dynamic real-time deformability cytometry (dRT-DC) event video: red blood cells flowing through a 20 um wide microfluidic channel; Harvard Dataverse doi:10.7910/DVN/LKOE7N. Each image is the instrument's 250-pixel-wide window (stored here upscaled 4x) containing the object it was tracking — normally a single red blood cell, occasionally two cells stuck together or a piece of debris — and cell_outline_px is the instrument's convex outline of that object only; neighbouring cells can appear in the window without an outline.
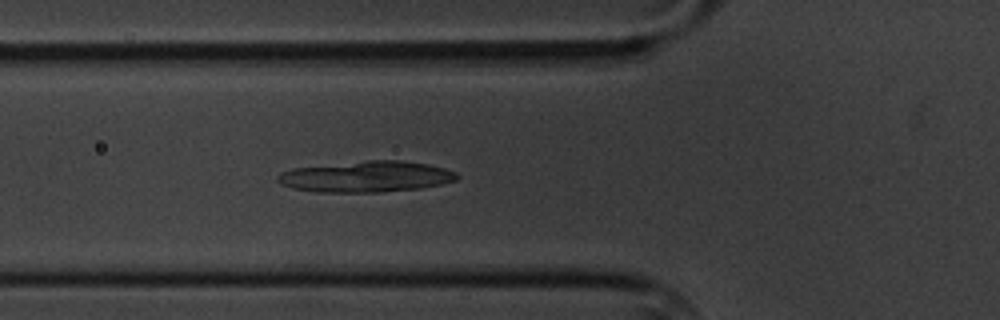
{"species": "common noctule bat (a hibernating species)", "species_latin": "Nyctalus noctula", "temperature_condition": "cold", "stored_images_in_passage": 2, "camera_frame_rate_fps": 3000, "um_per_image_px": 0.085, "animal": {"sex": "male", "body_mass_g": 20.1, "forearm_length_mm": 53.5}, "frame": {"image": 1, "passage_image": 2, "time_ms": 1.0, "image_size_px": [1000, 320], "cell_outline_px": [[460, 176], [456, 180], [440, 184], [420, 188], [380, 192], [316, 192], [292, 188], [280, 184], [276, 180], [276, 176], [280, 172], [292, 168], [368, 160], [400, 160], [428, 164], [444, 168], [456, 172]], "centroid_in_image_um": [31.09, 15.01], "position_along_channel_um": 94.7, "area_um2": 32.54}}